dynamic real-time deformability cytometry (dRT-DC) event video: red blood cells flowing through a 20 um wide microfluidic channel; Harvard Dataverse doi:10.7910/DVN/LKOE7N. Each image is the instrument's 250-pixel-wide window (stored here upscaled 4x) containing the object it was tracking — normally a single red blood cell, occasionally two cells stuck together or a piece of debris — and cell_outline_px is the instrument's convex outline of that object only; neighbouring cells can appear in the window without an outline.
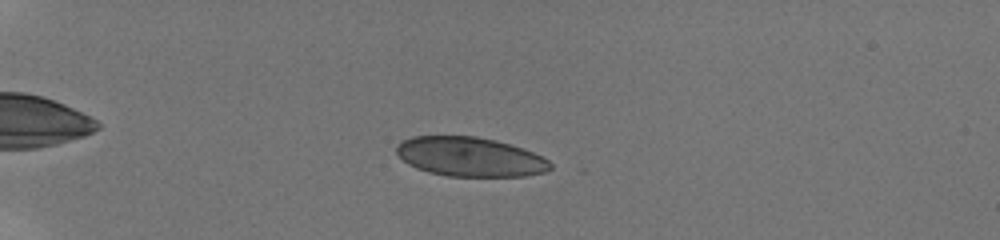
{"species": "human", "species_latin": "Homo sapiens", "temperature_condition": "room temperature", "stored_images_in_passage": 33, "camera_frame_rate_fps": 3000, "um_per_image_px": 0.085, "donor": {"sex": "male"}, "frame": {"image": 1, "passage_image": 20, "time_ms": 5.0, "image_size_px": [1000, 240], "cell_outline_px": [[552, 168], [544, 172], [524, 176], [448, 176], [428, 172], [416, 168], [408, 164], [396, 152], [396, 144], [412, 136], [476, 136], [508, 144], [532, 152], [548, 160], [552, 164]], "centroid_in_image_um": [39.92, 13.33], "position_along_channel_um": 45.1, "area_um2": 34.97}}
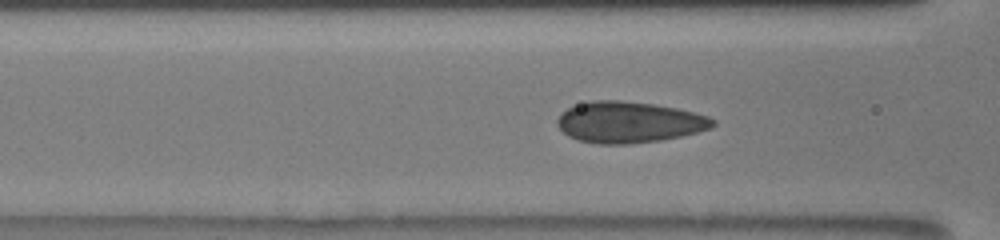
{"frame": {"image": 2, "passage_image": 28, "time_ms": 8.333, "image_size_px": [1000, 240], "cell_outline_px": [[716, 124], [712, 128], [680, 136], [660, 140], [628, 144], [596, 144], [576, 140], [568, 136], [556, 124], [556, 120], [560, 112], [568, 108], [588, 100], [620, 100], [652, 104], [676, 108], [708, 116], [716, 120]], "centroid_in_image_um": [53.43, 10.39], "position_along_channel_um": 113.2, "area_um2": 37.45}}
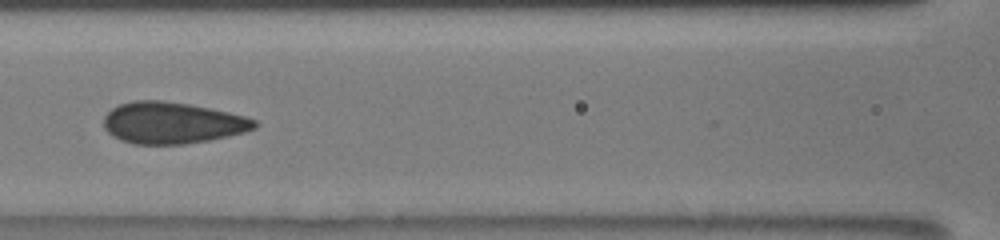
{"frame": {"image": 3, "passage_image": 31, "time_ms": 9.333, "image_size_px": [1000, 240], "cell_outline_px": [[260, 124], [256, 128], [244, 132], [228, 136], [208, 140], [184, 144], [132, 144], [120, 140], [112, 136], [104, 128], [104, 116], [112, 108], [120, 104], [132, 100], [160, 100], [188, 104], [228, 112], [244, 116], [256, 120]], "centroid_in_image_um": [14.62, 10.45], "position_along_channel_um": 152.0, "area_um2": 36.53}}